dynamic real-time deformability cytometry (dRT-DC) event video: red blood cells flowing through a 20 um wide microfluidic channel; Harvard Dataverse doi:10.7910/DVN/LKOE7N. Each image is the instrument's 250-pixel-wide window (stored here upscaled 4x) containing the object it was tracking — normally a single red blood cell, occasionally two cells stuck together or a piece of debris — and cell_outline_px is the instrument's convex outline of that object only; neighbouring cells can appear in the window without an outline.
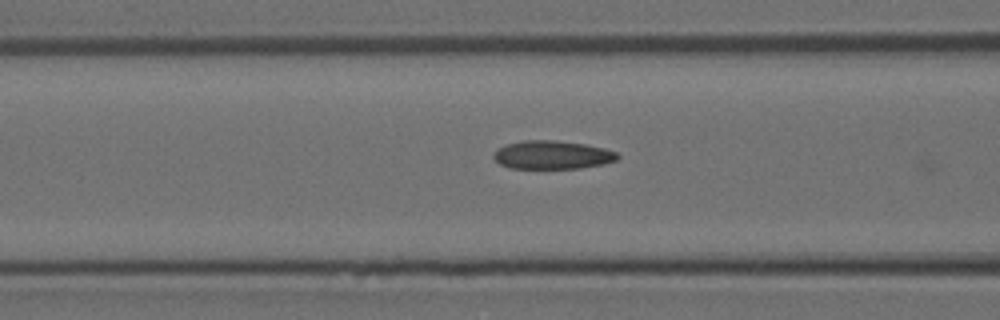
{"species": "Egyptian fruit bat (a non-hibernating species)", "species_latin": "Rousettus aegyptiacus", "temperature_condition": "room temperature", "stored_images_in_passage": 5, "camera_frame_rate_fps": 3000, "um_per_image_px": 0.085, "animal": {"sex": "female"}, "frame": {"image": 1, "passage_image": 3, "time_ms": 0.667, "image_size_px": [1000, 320], "cell_outline_px": [[620, 156], [616, 160], [604, 164], [580, 168], [508, 168], [500, 164], [492, 156], [492, 152], [508, 144], [524, 140], [556, 140], [584, 144], [604, 148], [616, 152]], "centroid_in_image_um": [46.94, 13.17], "position_along_channel_um": 119.7, "area_um2": 20.46}}